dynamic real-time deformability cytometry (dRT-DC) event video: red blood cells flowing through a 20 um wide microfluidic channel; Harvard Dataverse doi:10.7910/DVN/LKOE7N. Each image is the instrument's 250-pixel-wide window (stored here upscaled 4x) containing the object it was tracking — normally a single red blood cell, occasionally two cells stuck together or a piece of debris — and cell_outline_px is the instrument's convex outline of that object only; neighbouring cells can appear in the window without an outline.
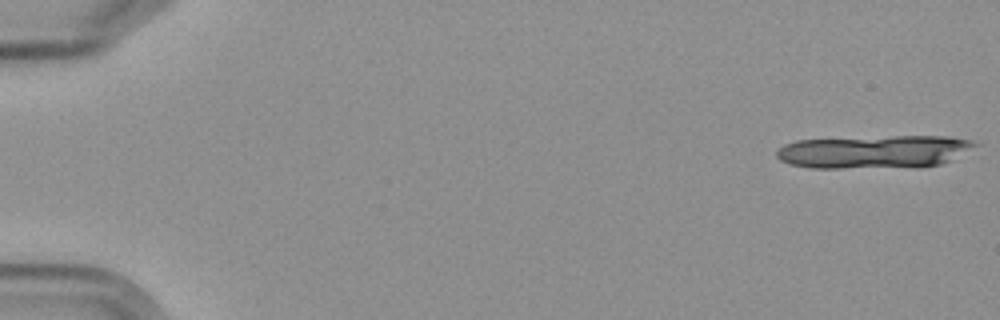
{"species": "Egyptian fruit bat (a non-hibernating species)", "species_latin": "Rousettus aegyptiacus", "temperature_condition": "cold", "stored_images_in_passage": 6, "segment_of_instrument_passage": [1, 2], "camera_frame_rate_fps": 3000, "um_per_image_px": 0.085, "frame": {"image": 1, "passage_image": 1, "time_ms": 0.0, "image_size_px": [1000, 320], "cell_outline_px": [[980, 144], [940, 164], [920, 168], [812, 168], [788, 164], [780, 160], [776, 156], [776, 152], [784, 144], [796, 140], [896, 136], [944, 136], [972, 140]], "centroid_in_image_um": [74.27, 12.91], "position_along_channel_um": 10.7, "area_um2": 38.44}}